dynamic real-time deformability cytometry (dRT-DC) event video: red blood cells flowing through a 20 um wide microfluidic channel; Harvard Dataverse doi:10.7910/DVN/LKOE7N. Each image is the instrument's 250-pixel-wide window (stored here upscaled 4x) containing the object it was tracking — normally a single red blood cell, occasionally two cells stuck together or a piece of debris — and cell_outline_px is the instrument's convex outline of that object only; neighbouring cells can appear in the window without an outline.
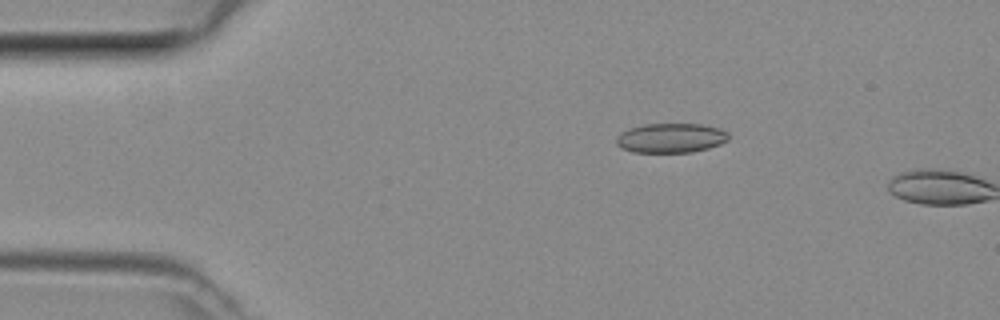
{"species": "common noctule bat (a hibernating species)", "species_latin": "Nyctalus noctula", "temperature_condition": "room temperature", "stored_images_in_passage": 2, "camera_frame_rate_fps": 3000, "um_per_image_px": 0.085, "animal": {"sex": "female", "body_mass_g": 29.2, "forearm_length_mm": 56.3}, "frame": {"image": 1, "passage_image": 1, "time_ms": 0.0, "image_size_px": [1000, 320], "cell_outline_px": [[728, 140], [720, 144], [708, 148], [692, 152], [632, 152], [620, 148], [616, 144], [616, 136], [632, 128], [644, 124], [700, 124], [720, 128], [728, 132]], "centroid_in_image_um": [57.03, 11.73], "position_along_channel_um": 28.0, "area_um2": 19.25}}